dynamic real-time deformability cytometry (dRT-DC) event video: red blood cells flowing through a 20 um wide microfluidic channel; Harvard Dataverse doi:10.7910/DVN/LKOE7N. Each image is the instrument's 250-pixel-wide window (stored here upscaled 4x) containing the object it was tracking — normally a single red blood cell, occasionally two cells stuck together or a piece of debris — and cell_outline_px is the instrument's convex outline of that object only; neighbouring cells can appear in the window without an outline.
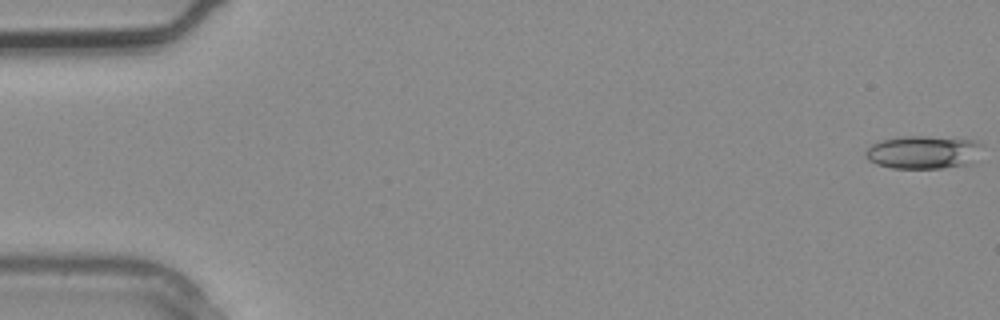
{"species": "common noctule bat (a hibernating species)", "species_latin": "Nyctalus noctula", "temperature_condition": "warm", "stored_images_in_passage": 3, "segment_of_instrument_passage": [2, 2], "camera_frame_rate_fps": 3000, "um_per_image_px": 0.085, "animal": {"sex": "male", "body_mass_g": 20.4}, "frame": {"image": 1, "passage_image": 3, "time_ms": 0.667, "image_size_px": [1000, 320], "cell_outline_px": [[984, 144], [972, 164], [940, 168], [892, 168], [876, 164], [868, 160], [864, 156], [864, 152], [872, 144], [880, 140], [908, 136], [924, 136], [976, 140]], "centroid_in_image_um": [78.48, 12.94], "position_along_channel_um": 6.5, "area_um2": 22.66}}